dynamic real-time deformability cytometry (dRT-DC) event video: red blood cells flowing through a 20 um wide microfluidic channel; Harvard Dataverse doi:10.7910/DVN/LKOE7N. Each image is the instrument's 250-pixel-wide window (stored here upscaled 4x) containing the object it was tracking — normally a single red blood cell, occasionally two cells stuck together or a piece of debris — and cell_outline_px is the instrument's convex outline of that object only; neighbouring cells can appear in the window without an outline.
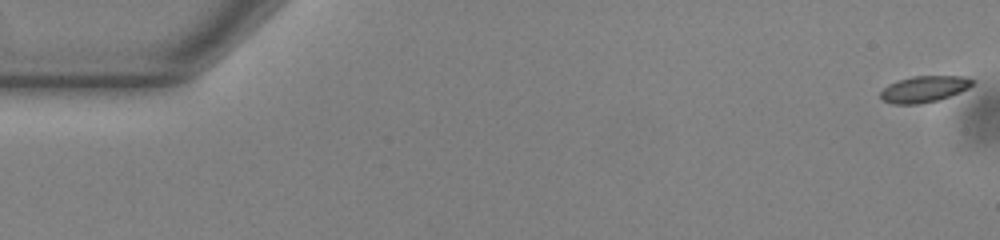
{"species": "common noctule bat (a hibernating species)", "species_latin": "Nyctalus noctula", "temperature_condition": "warm", "stored_images_in_passage": 54, "camera_frame_rate_fps": 3000, "um_per_image_px": 0.085, "animal": {"sex": "male", "body_mass_g": 13.0, "forearm_length_mm": 53.1}, "frame": {"image": 1, "passage_image": 1, "time_ms": 0.0, "image_size_px": [1000, 240], "cell_outline_px": [[972, 84], [968, 88], [960, 92], [940, 100], [920, 104], [892, 104], [884, 100], [880, 96], [880, 92], [888, 84], [896, 80], [912, 76], [964, 76], [972, 80]], "centroid_in_image_um": [78.52, 7.57], "position_along_channel_um": 6.5, "area_um2": 14.16}}
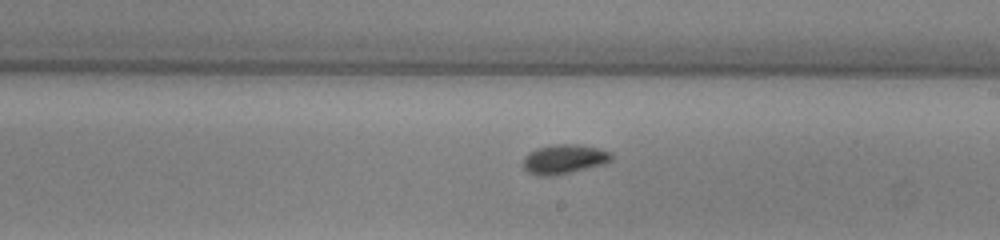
{"frame": {"image": 2, "passage_image": 31, "time_ms": 10.0, "image_size_px": [1000, 240], "cell_outline_px": [[612, 160], [604, 164], [552, 176], [536, 176], [528, 172], [524, 168], [524, 156], [528, 152], [536, 148], [552, 144], [580, 144], [612, 152]], "centroid_in_image_um": [47.93, 13.52], "position_along_channel_um": 241.1, "area_um2": 15.2}}
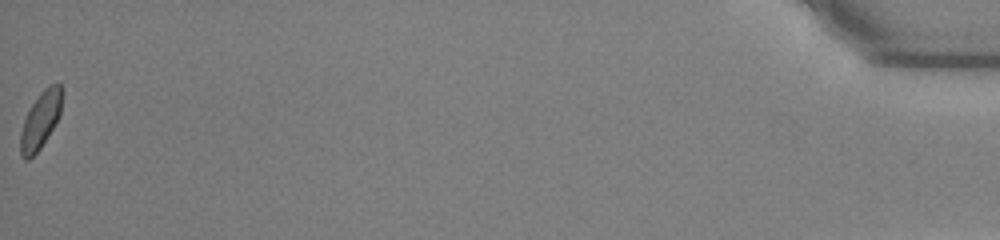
{"frame": {"image": 3, "passage_image": 54, "time_ms": 17.667, "image_size_px": [1000, 240], "cell_outline_px": [[64, 92], [60, 116], [40, 148], [28, 160], [24, 160], [20, 156], [20, 132], [24, 120], [32, 104], [40, 92], [48, 84], [60, 84]], "centroid_in_image_um": [3.46, 10.18], "position_along_channel_um": 431.7, "area_um2": 13.93}, "authors_computed_cell_mechanics": {"area_um2": 14.3344, "velocity_mm_per_s": 3.8653, "shape_relaxation_time_tau1_ms": 2.4118, "shape_relaxation_time_tau2_ms": 1.5068, "deformation_change_tau1": 0.0794, "deformation_change_tau2": 0.0492}}